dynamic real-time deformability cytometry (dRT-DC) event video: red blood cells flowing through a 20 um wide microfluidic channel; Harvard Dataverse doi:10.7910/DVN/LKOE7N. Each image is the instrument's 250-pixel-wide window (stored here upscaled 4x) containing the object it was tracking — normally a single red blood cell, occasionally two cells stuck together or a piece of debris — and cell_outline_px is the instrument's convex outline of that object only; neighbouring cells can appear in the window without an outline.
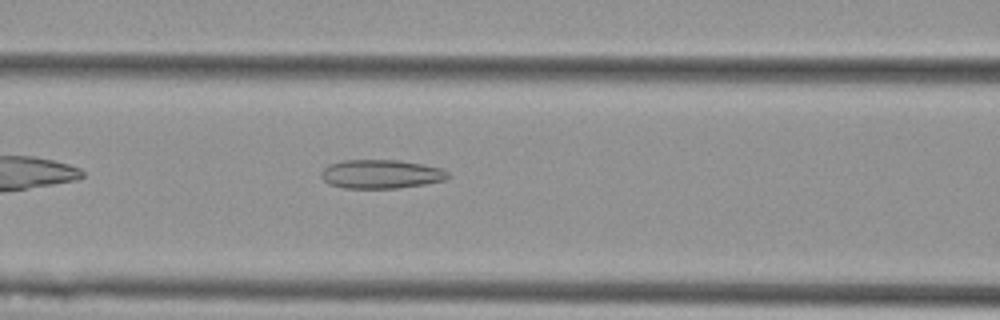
{"species": "Egyptian fruit bat (a non-hibernating species)", "species_latin": "Rousettus aegyptiacus", "temperature_condition": "cold", "stored_images_in_passage": 36, "camera_frame_rate_fps": 3000, "um_per_image_px": 0.085, "animal": {"sex": "female"}, "frame": {"image": 1, "passage_image": 8, "time_ms": 2.333, "image_size_px": [1000, 320], "cell_outline_px": [[452, 176], [444, 180], [424, 184], [396, 188], [344, 188], [328, 184], [320, 176], [320, 172], [328, 164], [344, 160], [400, 160], [424, 164], [440, 168], [448, 172]], "centroid_in_image_um": [32.37, 14.79], "position_along_channel_um": 134.2, "area_um2": 21.44}}
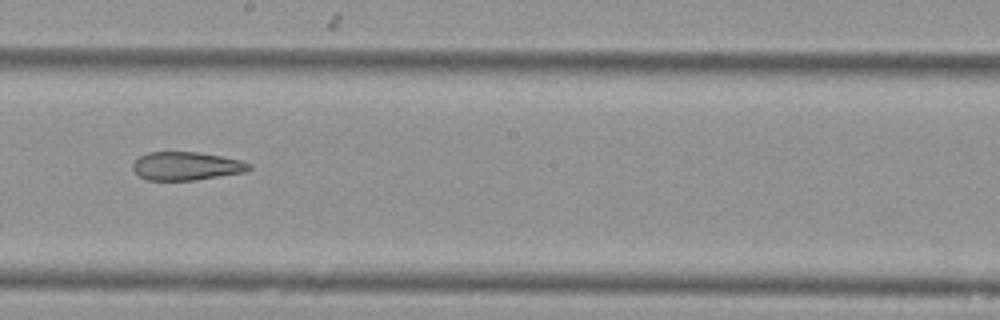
{"frame": {"image": 2, "passage_image": 16, "time_ms": 5.0, "image_size_px": [1000, 320], "cell_outline_px": [[252, 168], [244, 172], [196, 180], [148, 180], [140, 176], [132, 168], [132, 164], [140, 156], [148, 152], [196, 152], [220, 156], [240, 160], [252, 164]], "centroid_in_image_um": [15.84, 14.11], "position_along_channel_um": 232.4, "area_um2": 19.07}}
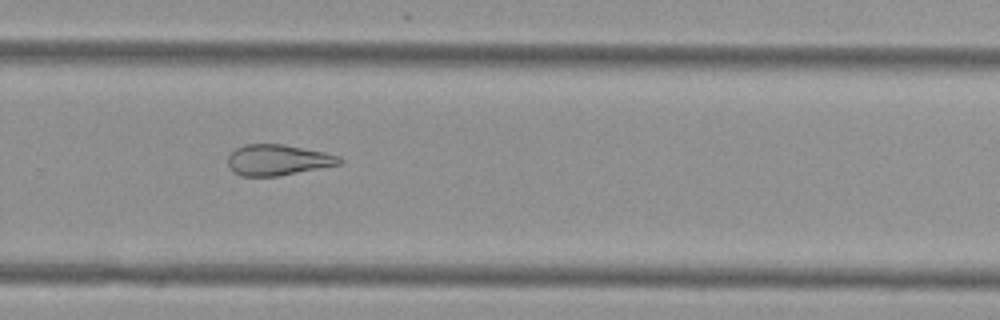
{"frame": {"image": 3, "passage_image": 22, "time_ms": 7.0, "image_size_px": [1000, 320], "cell_outline_px": [[344, 160], [340, 164], [276, 176], [240, 176], [232, 172], [228, 168], [228, 156], [236, 148], [244, 144], [284, 144], [324, 152], [340, 156]], "centroid_in_image_um": [23.58, 13.59], "position_along_channel_um": 306.2, "area_um2": 20.06}, "authors_computed_cell_mechanics": {"area_um2": 21.5305, "velocity_mm_per_s": 3.7035, "shape_relaxation_time_tau1_ms": null, "shape_relaxation_time_tau2_ms": 4.4392, "deformation_change_tau1": null, "deformation_change_tau2": 0.1413}}